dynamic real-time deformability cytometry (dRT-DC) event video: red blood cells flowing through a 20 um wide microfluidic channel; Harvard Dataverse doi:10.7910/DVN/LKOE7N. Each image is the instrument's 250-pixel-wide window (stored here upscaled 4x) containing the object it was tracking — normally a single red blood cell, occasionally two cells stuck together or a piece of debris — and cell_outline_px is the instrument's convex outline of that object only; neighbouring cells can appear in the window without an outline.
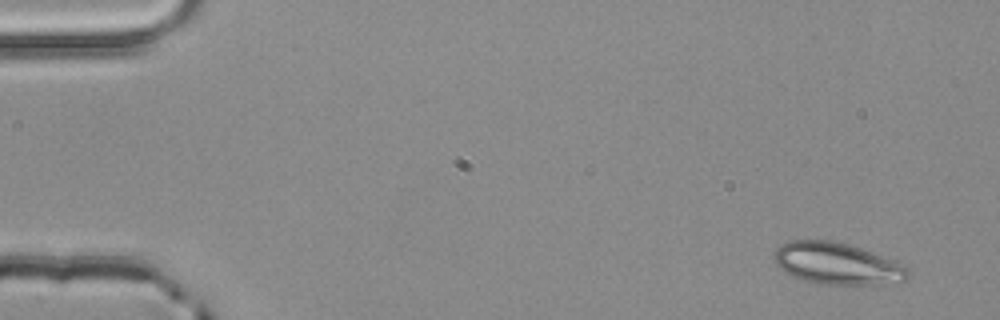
{"species": "common noctule bat (a hibernating species)", "species_latin": "Nyctalus noctula", "temperature_condition": "room temperature", "stored_images_in_passage": 4, "segment_of_instrument_passage": [1, 2], "camera_frame_rate_fps": 3000, "um_per_image_px": 0.085, "animal": {"sex": "male", "body_mass_g": 20.4}, "frame": {"image": 1, "passage_image": 1, "time_ms": 0.0, "image_size_px": [1000, 320], "cell_outline_px": [[912, 276], [908, 280], [876, 284], [824, 284], [804, 280], [792, 276], [784, 272], [772, 260], [772, 256], [776, 248], [780, 244], [788, 240], [832, 240], [848, 244], [860, 248], [904, 264], [908, 268]], "centroid_in_image_um": [71.13, 22.39], "position_along_channel_um": 13.9, "area_um2": 32.77}}